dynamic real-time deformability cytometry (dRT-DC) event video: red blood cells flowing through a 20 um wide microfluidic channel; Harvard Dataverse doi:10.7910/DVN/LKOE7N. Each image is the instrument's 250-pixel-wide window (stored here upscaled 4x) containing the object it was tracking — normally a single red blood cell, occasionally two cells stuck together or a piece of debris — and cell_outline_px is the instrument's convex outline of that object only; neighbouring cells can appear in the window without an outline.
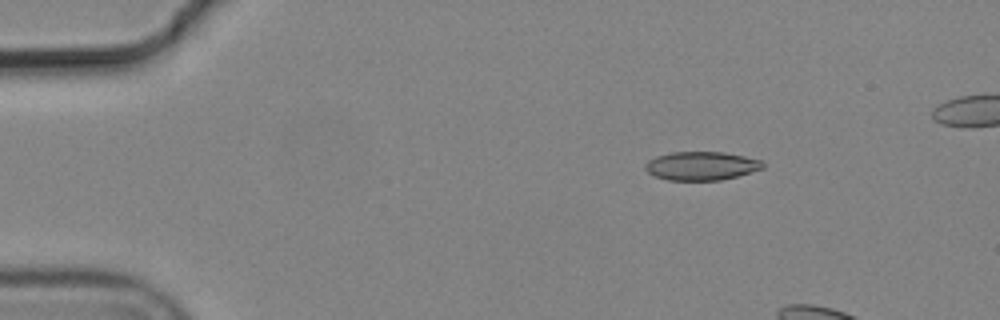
{"species": "common noctule bat (a hibernating species)", "species_latin": "Nyctalus noctula", "temperature_condition": "cold", "stored_images_in_passage": 5, "camera_frame_rate_fps": 3000, "um_per_image_px": 0.085, "animal": {"sex": "male", "body_mass_g": 19.2, "forearm_length_mm": 51.8}, "frame": {"image": 1, "passage_image": 3, "time_ms": 0.667, "image_size_px": [1000, 320], "cell_outline_px": [[764, 168], [752, 172], [720, 180], [668, 180], [656, 176], [648, 172], [644, 168], [644, 164], [648, 160], [656, 156], [672, 152], [724, 152], [764, 160]], "centroid_in_image_um": [59.63, 14.09], "position_along_channel_um": 25.4, "area_um2": 19.65}}